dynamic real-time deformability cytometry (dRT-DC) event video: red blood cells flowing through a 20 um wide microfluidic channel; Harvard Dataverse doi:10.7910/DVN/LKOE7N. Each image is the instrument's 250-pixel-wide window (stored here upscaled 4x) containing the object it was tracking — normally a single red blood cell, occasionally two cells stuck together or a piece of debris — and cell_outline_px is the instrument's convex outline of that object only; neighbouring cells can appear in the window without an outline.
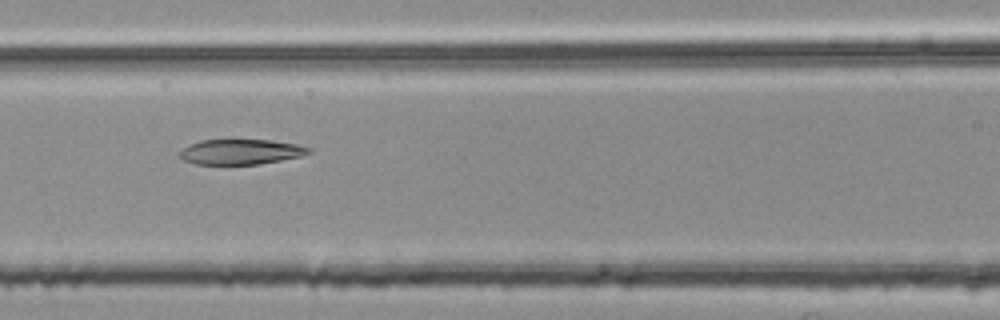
{"species": "common noctule bat (a hibernating species)", "species_latin": "Nyctalus noctula", "temperature_condition": "room temperature", "stored_images_in_passage": 37, "camera_frame_rate_fps": 3000, "um_per_image_px": 0.085, "animal": {"sex": "female", "body_mass_g": 25.1}, "frame": {"image": 1, "passage_image": 7, "time_ms": 2.0, "image_size_px": [1000, 320], "cell_outline_px": [[312, 152], [300, 156], [280, 160], [256, 164], [196, 164], [184, 160], [180, 156], [180, 152], [188, 144], [200, 140], [272, 140], [296, 144], [312, 148]], "centroid_in_image_um": [20.47, 12.89], "position_along_channel_um": 146.1, "area_um2": 18.79}}
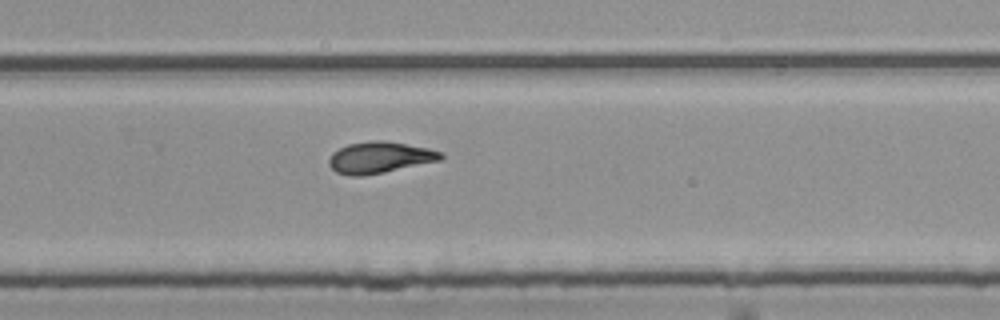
{"frame": {"image": 2, "passage_image": 19, "time_ms": 6.0, "image_size_px": [1000, 320], "cell_outline_px": [[444, 156], [440, 160], [384, 172], [364, 176], [348, 176], [336, 172], [328, 164], [328, 160], [332, 152], [348, 144], [372, 140], [384, 140], [428, 148], [440, 152]], "centroid_in_image_um": [32.22, 13.39], "position_along_channel_um": 297.6, "area_um2": 20.4}}
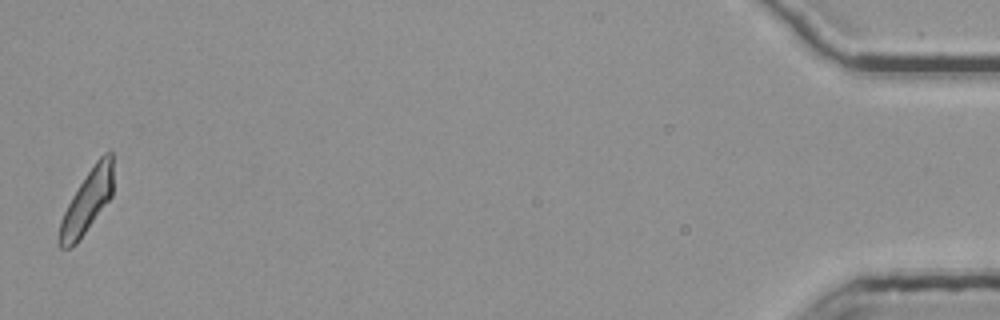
{"frame": {"image": 3, "passage_image": 37, "time_ms": 12.0, "image_size_px": [1000, 320], "cell_outline_px": [[112, 196], [76, 244], [68, 248], [60, 248], [56, 244], [60, 220], [72, 196], [96, 160], [104, 152], [112, 152]], "centroid_in_image_um": [7.36, 17.18], "position_along_channel_um": 427.8, "area_um2": 19.48}, "authors_computed_cell_mechanics": {"area_um2": 19.8254, "velocity_mm_per_s": 3.7931, "shape_relaxation_time_tau1_ms": null, "shape_relaxation_time_tau2_ms": 3.4145, "deformation_change_tau1": null, "deformation_change_tau2": 0.086}}